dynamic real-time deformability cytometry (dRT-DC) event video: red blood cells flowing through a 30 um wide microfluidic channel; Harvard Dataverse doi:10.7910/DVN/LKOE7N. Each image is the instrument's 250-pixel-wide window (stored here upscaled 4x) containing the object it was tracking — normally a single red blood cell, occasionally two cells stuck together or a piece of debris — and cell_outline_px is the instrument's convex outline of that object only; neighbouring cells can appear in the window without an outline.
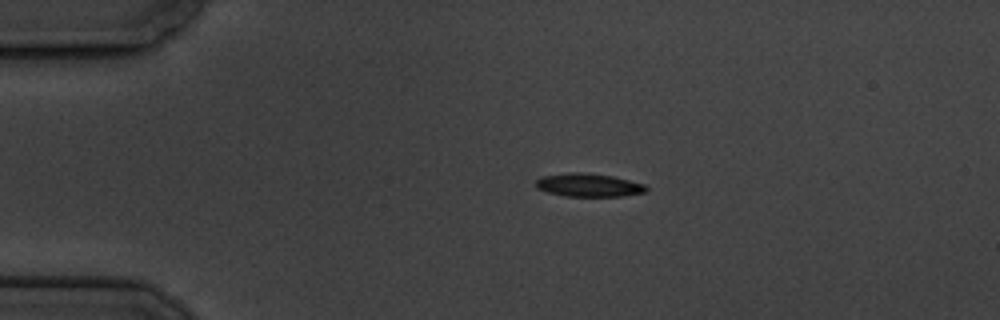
{"species": "common noctule bat (a hibernating species)", "species_latin": "Nyctalus noctula", "temperature_condition": "cold", "stored_images_in_passage": 13, "camera_frame_rate_fps": 3000, "um_per_image_px": 0.085, "animal": {"sex": "male", "body_mass_g": 19.5, "forearm_length_mm": 54.6}, "frame": {"image": 1, "passage_image": 1, "time_ms": 0.0, "image_size_px": [1000, 320], "cell_outline_px": [[648, 188], [644, 192], [624, 196], [564, 196], [548, 192], [536, 188], [536, 180], [540, 176], [568, 172], [584, 172], [612, 176], [644, 184]], "centroid_in_image_um": [49.99, 15.72], "position_along_channel_um": 35.0, "area_um2": 14.97}}
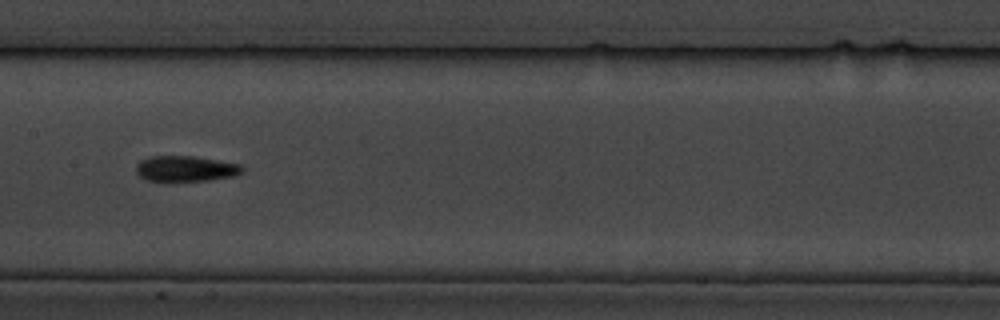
{"frame": {"image": 2, "passage_image": 6, "time_ms": 5.667, "image_size_px": [1000, 320], "cell_outline_px": [[244, 172], [236, 176], [208, 180], [172, 184], [164, 184], [148, 180], [140, 176], [136, 172], [136, 164], [140, 160], [148, 156], [192, 156], [240, 164], [244, 168]], "centroid_in_image_um": [15.74, 14.39], "position_along_channel_um": 191.7, "area_um2": 16.7}}
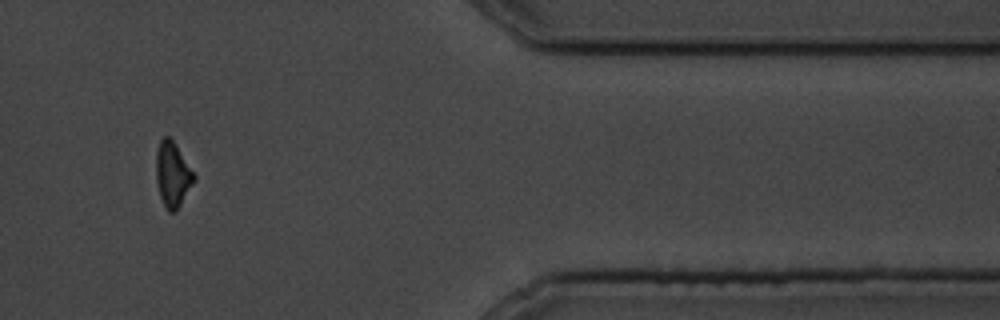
{"frame": {"image": 3, "passage_image": 11, "time_ms": 12.333, "image_size_px": [1000, 320], "cell_outline_px": [[196, 180], [176, 212], [168, 212], [160, 196], [156, 180], [156, 152], [160, 140], [164, 136], [168, 136], [172, 140], [196, 176]], "centroid_in_image_um": [14.67, 14.86], "position_along_channel_um": 396.7, "area_um2": 14.28}, "authors_computed_cell_mechanics": {"area_um2": 14.9702, "velocity_mm_per_s": 3.5076, "shape_relaxation_time_tau1_ms": 7.151, "shape_relaxation_time_tau2_ms": null, "deformation_change_tau1": 0.1949, "deformation_change_tau2": null}}